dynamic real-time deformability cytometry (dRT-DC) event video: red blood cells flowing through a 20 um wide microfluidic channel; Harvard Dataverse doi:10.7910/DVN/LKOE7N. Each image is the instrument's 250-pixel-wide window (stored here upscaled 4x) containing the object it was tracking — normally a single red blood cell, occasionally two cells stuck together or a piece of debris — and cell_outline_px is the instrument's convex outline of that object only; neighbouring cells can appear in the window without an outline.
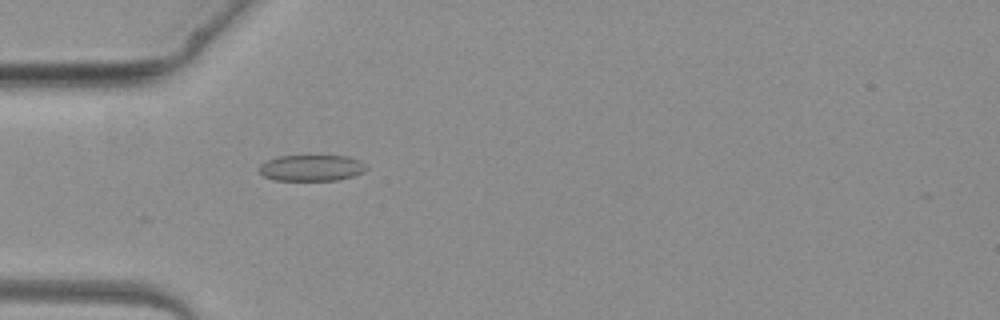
{"species": "common noctule bat (a hibernating species)", "species_latin": "Nyctalus noctula", "temperature_condition": "warm", "stored_images_in_passage": 4, "camera_frame_rate_fps": 3000, "um_per_image_px": 0.085, "animal": {"sex": "female", "body_mass_g": 19.3, "forearm_length_mm": 54.1}, "frame": {"image": 1, "passage_image": 4, "time_ms": 3.667, "image_size_px": [1000, 320], "cell_outline_px": [[368, 168], [364, 172], [352, 176], [336, 180], [272, 180], [264, 176], [260, 172], [260, 164], [276, 156], [348, 156], [360, 160]], "centroid_in_image_um": [26.48, 14.27], "position_along_channel_um": 58.5, "area_um2": 16.3}}